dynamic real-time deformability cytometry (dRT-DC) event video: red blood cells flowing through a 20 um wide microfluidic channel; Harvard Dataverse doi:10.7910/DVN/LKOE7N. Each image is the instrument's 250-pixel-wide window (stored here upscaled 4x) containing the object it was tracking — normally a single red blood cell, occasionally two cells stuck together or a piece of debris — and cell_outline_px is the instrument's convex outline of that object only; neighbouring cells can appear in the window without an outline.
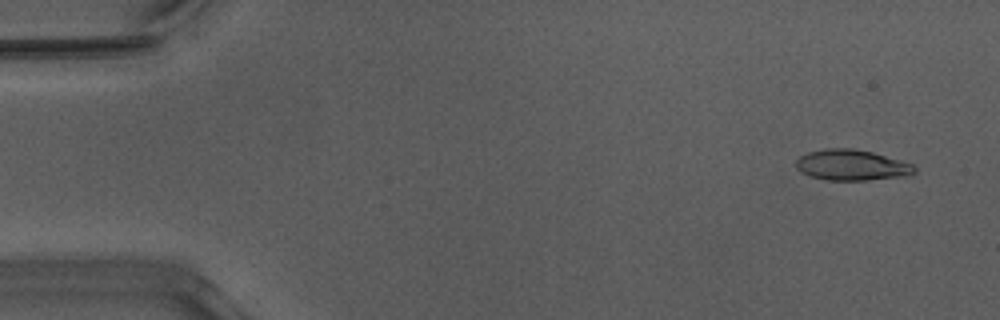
{"species": "Egyptian fruit bat (a non-hibernating species)", "species_latin": "Rousettus aegyptiacus", "temperature_condition": "warm", "stored_images_in_passage": 52, "camera_frame_rate_fps": 3000, "um_per_image_px": 0.085, "animal": {"sex": "male"}, "frame": {"image": 1, "passage_image": 3, "time_ms": 0.667, "image_size_px": [1000, 320], "cell_outline_px": [[916, 172], [908, 176], [868, 180], [828, 180], [812, 176], [800, 172], [796, 168], [796, 160], [800, 156], [808, 152], [824, 148], [852, 148], [872, 152], [900, 160], [912, 164], [916, 168]], "centroid_in_image_um": [72.4, 14.03], "position_along_channel_um": 12.6, "area_um2": 21.27}}
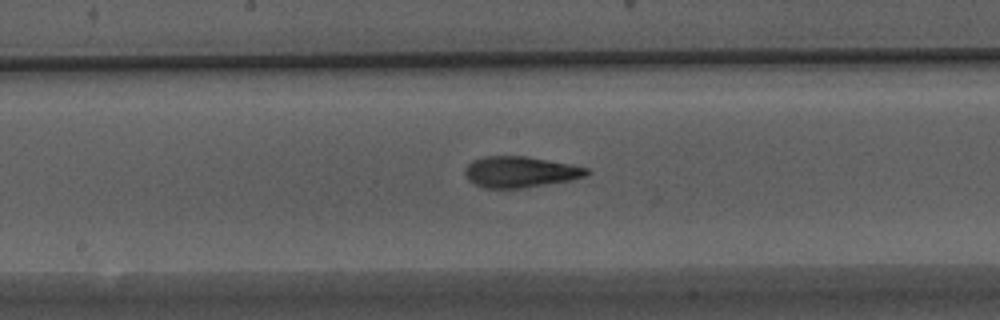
{"frame": {"image": 2, "passage_image": 27, "time_ms": 8.667, "image_size_px": [1000, 320], "cell_outline_px": [[592, 172], [588, 176], [572, 180], [524, 188], [484, 188], [468, 180], [464, 176], [464, 168], [472, 160], [484, 156], [524, 156], [568, 164], [588, 168]], "centroid_in_image_um": [44.21, 14.62], "position_along_channel_um": 204.0, "area_um2": 22.14}}
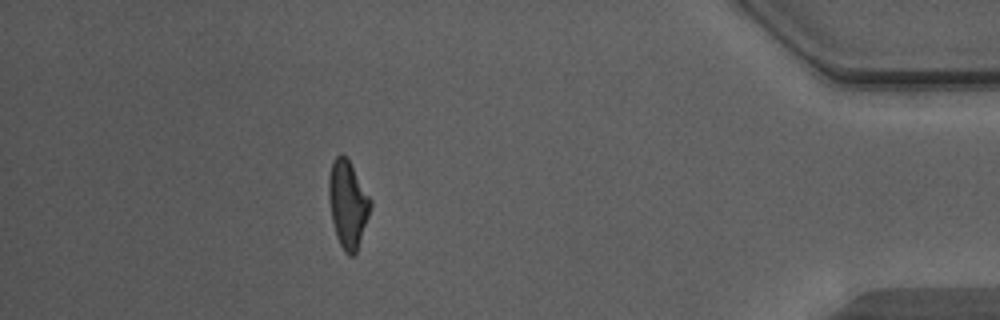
{"frame": {"image": 3, "passage_image": 46, "time_ms": 15.0, "image_size_px": [1000, 320], "cell_outline_px": [[372, 204], [356, 256], [348, 256], [344, 252], [336, 236], [332, 220], [328, 196], [328, 176], [332, 164], [336, 156], [340, 152], [348, 160], [372, 200]], "centroid_in_image_um": [29.56, 17.39], "position_along_channel_um": 405.6, "area_um2": 21.21}, "authors_computed_cell_mechanics": {"area_um2": 21.2704, "velocity_mm_per_s": 3.9854, "shape_relaxation_time_tau1_ms": 6.3523, "shape_relaxation_time_tau2_ms": 1.8527, "deformation_change_tau1": 0.2205, "deformation_change_tau2": 0.1114}}